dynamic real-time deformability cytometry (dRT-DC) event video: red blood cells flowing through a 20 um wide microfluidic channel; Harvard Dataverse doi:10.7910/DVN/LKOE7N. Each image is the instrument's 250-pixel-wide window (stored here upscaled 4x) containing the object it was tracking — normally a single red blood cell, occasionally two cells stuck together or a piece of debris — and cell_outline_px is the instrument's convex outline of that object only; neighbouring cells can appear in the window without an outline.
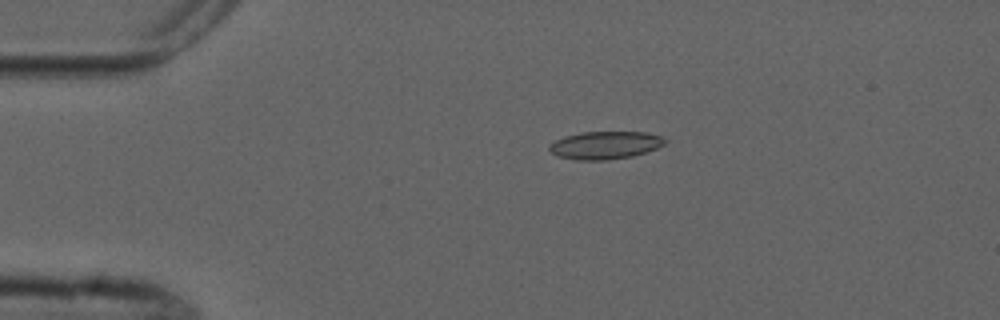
{"species": "common noctule bat (a hibernating species)", "species_latin": "Nyctalus noctula", "temperature_condition": "cold", "stored_images_in_passage": 4, "camera_frame_rate_fps": 3000, "um_per_image_px": 0.085, "animal": {"sex": "male", "forearm_length_mm": 52.5}, "frame": {"image": 1, "passage_image": 3, "time_ms": 2.667, "image_size_px": [1000, 320], "cell_outline_px": [[668, 140], [664, 144], [656, 148], [632, 156], [608, 160], [576, 160], [556, 156], [548, 148], [548, 144], [564, 136], [580, 132], [644, 132], [664, 136]], "centroid_in_image_um": [51.42, 12.33], "position_along_channel_um": 33.6, "area_um2": 18.84}}